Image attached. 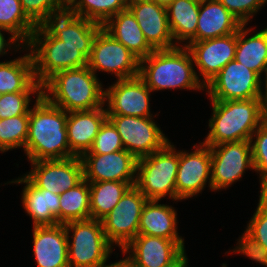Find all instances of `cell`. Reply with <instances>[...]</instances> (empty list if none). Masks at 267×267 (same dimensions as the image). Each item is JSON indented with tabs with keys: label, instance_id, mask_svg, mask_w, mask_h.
Masks as SVG:
<instances>
[{
	"label": "cell",
	"instance_id": "obj_1",
	"mask_svg": "<svg viewBox=\"0 0 267 267\" xmlns=\"http://www.w3.org/2000/svg\"><path fill=\"white\" fill-rule=\"evenodd\" d=\"M67 112L36 95L29 110V128L24 153L28 161L75 157L67 140Z\"/></svg>",
	"mask_w": 267,
	"mask_h": 267
},
{
	"label": "cell",
	"instance_id": "obj_2",
	"mask_svg": "<svg viewBox=\"0 0 267 267\" xmlns=\"http://www.w3.org/2000/svg\"><path fill=\"white\" fill-rule=\"evenodd\" d=\"M212 117L209 133L202 142L215 146L225 142L250 141L256 129L267 119V99L210 100Z\"/></svg>",
	"mask_w": 267,
	"mask_h": 267
},
{
	"label": "cell",
	"instance_id": "obj_3",
	"mask_svg": "<svg viewBox=\"0 0 267 267\" xmlns=\"http://www.w3.org/2000/svg\"><path fill=\"white\" fill-rule=\"evenodd\" d=\"M193 62L189 49L184 45L154 50L140 60L139 77L152 92L176 88L205 90Z\"/></svg>",
	"mask_w": 267,
	"mask_h": 267
},
{
	"label": "cell",
	"instance_id": "obj_4",
	"mask_svg": "<svg viewBox=\"0 0 267 267\" xmlns=\"http://www.w3.org/2000/svg\"><path fill=\"white\" fill-rule=\"evenodd\" d=\"M42 95L66 112L93 110L105 105L102 83L88 66L55 73L42 85Z\"/></svg>",
	"mask_w": 267,
	"mask_h": 267
},
{
	"label": "cell",
	"instance_id": "obj_5",
	"mask_svg": "<svg viewBox=\"0 0 267 267\" xmlns=\"http://www.w3.org/2000/svg\"><path fill=\"white\" fill-rule=\"evenodd\" d=\"M30 50L36 81L42 86L55 73L88 65L92 46H71L38 25L24 47ZM29 48V49H28Z\"/></svg>",
	"mask_w": 267,
	"mask_h": 267
},
{
	"label": "cell",
	"instance_id": "obj_6",
	"mask_svg": "<svg viewBox=\"0 0 267 267\" xmlns=\"http://www.w3.org/2000/svg\"><path fill=\"white\" fill-rule=\"evenodd\" d=\"M179 151L171 142L162 149L137 160L135 186L148 200H161L167 195L176 201V175Z\"/></svg>",
	"mask_w": 267,
	"mask_h": 267
},
{
	"label": "cell",
	"instance_id": "obj_7",
	"mask_svg": "<svg viewBox=\"0 0 267 267\" xmlns=\"http://www.w3.org/2000/svg\"><path fill=\"white\" fill-rule=\"evenodd\" d=\"M68 236L70 267H102L109 260L113 247L105 236L100 220L87 219L64 224ZM72 237L69 238L70 233ZM72 239L73 241H70Z\"/></svg>",
	"mask_w": 267,
	"mask_h": 267
},
{
	"label": "cell",
	"instance_id": "obj_8",
	"mask_svg": "<svg viewBox=\"0 0 267 267\" xmlns=\"http://www.w3.org/2000/svg\"><path fill=\"white\" fill-rule=\"evenodd\" d=\"M260 77L235 59L228 62L206 85L210 100L232 101L265 98Z\"/></svg>",
	"mask_w": 267,
	"mask_h": 267
},
{
	"label": "cell",
	"instance_id": "obj_9",
	"mask_svg": "<svg viewBox=\"0 0 267 267\" xmlns=\"http://www.w3.org/2000/svg\"><path fill=\"white\" fill-rule=\"evenodd\" d=\"M87 66L95 75L100 70L115 75L117 80L130 79L139 76L140 60L101 28L93 41Z\"/></svg>",
	"mask_w": 267,
	"mask_h": 267
},
{
	"label": "cell",
	"instance_id": "obj_10",
	"mask_svg": "<svg viewBox=\"0 0 267 267\" xmlns=\"http://www.w3.org/2000/svg\"><path fill=\"white\" fill-rule=\"evenodd\" d=\"M147 198L132 186L120 199L113 210L100 221L108 241L125 248L137 235L140 217Z\"/></svg>",
	"mask_w": 267,
	"mask_h": 267
},
{
	"label": "cell",
	"instance_id": "obj_11",
	"mask_svg": "<svg viewBox=\"0 0 267 267\" xmlns=\"http://www.w3.org/2000/svg\"><path fill=\"white\" fill-rule=\"evenodd\" d=\"M121 137L124 149L137 159L162 149L169 139L152 117L107 115Z\"/></svg>",
	"mask_w": 267,
	"mask_h": 267
},
{
	"label": "cell",
	"instance_id": "obj_12",
	"mask_svg": "<svg viewBox=\"0 0 267 267\" xmlns=\"http://www.w3.org/2000/svg\"><path fill=\"white\" fill-rule=\"evenodd\" d=\"M212 191L226 189L254 170L250 141L225 142L210 147Z\"/></svg>",
	"mask_w": 267,
	"mask_h": 267
},
{
	"label": "cell",
	"instance_id": "obj_13",
	"mask_svg": "<svg viewBox=\"0 0 267 267\" xmlns=\"http://www.w3.org/2000/svg\"><path fill=\"white\" fill-rule=\"evenodd\" d=\"M31 171L24 176L37 188L60 195L84 179L83 163L78 156L66 159L31 162Z\"/></svg>",
	"mask_w": 267,
	"mask_h": 267
},
{
	"label": "cell",
	"instance_id": "obj_14",
	"mask_svg": "<svg viewBox=\"0 0 267 267\" xmlns=\"http://www.w3.org/2000/svg\"><path fill=\"white\" fill-rule=\"evenodd\" d=\"M194 151L179 150L176 175V200H184L201 193L206 182L211 191V151L202 142L193 146Z\"/></svg>",
	"mask_w": 267,
	"mask_h": 267
},
{
	"label": "cell",
	"instance_id": "obj_15",
	"mask_svg": "<svg viewBox=\"0 0 267 267\" xmlns=\"http://www.w3.org/2000/svg\"><path fill=\"white\" fill-rule=\"evenodd\" d=\"M151 92L139 76L117 80L105 89L107 115L154 117L150 112Z\"/></svg>",
	"mask_w": 267,
	"mask_h": 267
},
{
	"label": "cell",
	"instance_id": "obj_16",
	"mask_svg": "<svg viewBox=\"0 0 267 267\" xmlns=\"http://www.w3.org/2000/svg\"><path fill=\"white\" fill-rule=\"evenodd\" d=\"M84 179L88 182L119 181L136 183L137 158L128 151L109 154H83Z\"/></svg>",
	"mask_w": 267,
	"mask_h": 267
},
{
	"label": "cell",
	"instance_id": "obj_17",
	"mask_svg": "<svg viewBox=\"0 0 267 267\" xmlns=\"http://www.w3.org/2000/svg\"><path fill=\"white\" fill-rule=\"evenodd\" d=\"M184 244V240L138 234L122 253H129L126 259L132 267H165L185 251Z\"/></svg>",
	"mask_w": 267,
	"mask_h": 267
},
{
	"label": "cell",
	"instance_id": "obj_18",
	"mask_svg": "<svg viewBox=\"0 0 267 267\" xmlns=\"http://www.w3.org/2000/svg\"><path fill=\"white\" fill-rule=\"evenodd\" d=\"M237 33L204 41L185 43L199 69L205 86L220 70L235 58Z\"/></svg>",
	"mask_w": 267,
	"mask_h": 267
},
{
	"label": "cell",
	"instance_id": "obj_19",
	"mask_svg": "<svg viewBox=\"0 0 267 267\" xmlns=\"http://www.w3.org/2000/svg\"><path fill=\"white\" fill-rule=\"evenodd\" d=\"M128 8L134 14L146 41L154 50L177 47L171 35L165 7L148 0L130 3Z\"/></svg>",
	"mask_w": 267,
	"mask_h": 267
},
{
	"label": "cell",
	"instance_id": "obj_20",
	"mask_svg": "<svg viewBox=\"0 0 267 267\" xmlns=\"http://www.w3.org/2000/svg\"><path fill=\"white\" fill-rule=\"evenodd\" d=\"M32 230L37 267H70L64 224L33 226Z\"/></svg>",
	"mask_w": 267,
	"mask_h": 267
},
{
	"label": "cell",
	"instance_id": "obj_21",
	"mask_svg": "<svg viewBox=\"0 0 267 267\" xmlns=\"http://www.w3.org/2000/svg\"><path fill=\"white\" fill-rule=\"evenodd\" d=\"M107 119L106 108L67 112V140L70 151L78 157L88 152L102 124Z\"/></svg>",
	"mask_w": 267,
	"mask_h": 267
},
{
	"label": "cell",
	"instance_id": "obj_22",
	"mask_svg": "<svg viewBox=\"0 0 267 267\" xmlns=\"http://www.w3.org/2000/svg\"><path fill=\"white\" fill-rule=\"evenodd\" d=\"M56 38L71 46H92L102 25L70 12L54 15L43 24Z\"/></svg>",
	"mask_w": 267,
	"mask_h": 267
},
{
	"label": "cell",
	"instance_id": "obj_23",
	"mask_svg": "<svg viewBox=\"0 0 267 267\" xmlns=\"http://www.w3.org/2000/svg\"><path fill=\"white\" fill-rule=\"evenodd\" d=\"M9 183H25L23 194H21L22 204L26 213L33 219V226L59 223V195L37 188L25 176L18 177Z\"/></svg>",
	"mask_w": 267,
	"mask_h": 267
},
{
	"label": "cell",
	"instance_id": "obj_24",
	"mask_svg": "<svg viewBox=\"0 0 267 267\" xmlns=\"http://www.w3.org/2000/svg\"><path fill=\"white\" fill-rule=\"evenodd\" d=\"M243 24L218 0L200 2L196 41L237 33Z\"/></svg>",
	"mask_w": 267,
	"mask_h": 267
},
{
	"label": "cell",
	"instance_id": "obj_25",
	"mask_svg": "<svg viewBox=\"0 0 267 267\" xmlns=\"http://www.w3.org/2000/svg\"><path fill=\"white\" fill-rule=\"evenodd\" d=\"M102 28L130 50L139 60L146 58L154 49L146 41L134 14L126 8L108 19Z\"/></svg>",
	"mask_w": 267,
	"mask_h": 267
},
{
	"label": "cell",
	"instance_id": "obj_26",
	"mask_svg": "<svg viewBox=\"0 0 267 267\" xmlns=\"http://www.w3.org/2000/svg\"><path fill=\"white\" fill-rule=\"evenodd\" d=\"M159 200H147L140 217L138 234L162 237L171 240H184L177 231V212Z\"/></svg>",
	"mask_w": 267,
	"mask_h": 267
},
{
	"label": "cell",
	"instance_id": "obj_27",
	"mask_svg": "<svg viewBox=\"0 0 267 267\" xmlns=\"http://www.w3.org/2000/svg\"><path fill=\"white\" fill-rule=\"evenodd\" d=\"M0 92H42L36 81L31 53L16 59L0 62Z\"/></svg>",
	"mask_w": 267,
	"mask_h": 267
},
{
	"label": "cell",
	"instance_id": "obj_28",
	"mask_svg": "<svg viewBox=\"0 0 267 267\" xmlns=\"http://www.w3.org/2000/svg\"><path fill=\"white\" fill-rule=\"evenodd\" d=\"M168 24L175 44L196 42L197 20L200 2L197 0H173L167 7ZM180 42V43H179Z\"/></svg>",
	"mask_w": 267,
	"mask_h": 267
},
{
	"label": "cell",
	"instance_id": "obj_29",
	"mask_svg": "<svg viewBox=\"0 0 267 267\" xmlns=\"http://www.w3.org/2000/svg\"><path fill=\"white\" fill-rule=\"evenodd\" d=\"M245 26L242 25L237 31L234 59L261 77L267 64V27L246 38L252 30Z\"/></svg>",
	"mask_w": 267,
	"mask_h": 267
},
{
	"label": "cell",
	"instance_id": "obj_30",
	"mask_svg": "<svg viewBox=\"0 0 267 267\" xmlns=\"http://www.w3.org/2000/svg\"><path fill=\"white\" fill-rule=\"evenodd\" d=\"M239 238L238 246L234 248L233 253L244 254L267 267V216L258 208L255 209L242 237Z\"/></svg>",
	"mask_w": 267,
	"mask_h": 267
},
{
	"label": "cell",
	"instance_id": "obj_31",
	"mask_svg": "<svg viewBox=\"0 0 267 267\" xmlns=\"http://www.w3.org/2000/svg\"><path fill=\"white\" fill-rule=\"evenodd\" d=\"M135 184L119 181L89 182L91 219L101 220Z\"/></svg>",
	"mask_w": 267,
	"mask_h": 267
},
{
	"label": "cell",
	"instance_id": "obj_32",
	"mask_svg": "<svg viewBox=\"0 0 267 267\" xmlns=\"http://www.w3.org/2000/svg\"><path fill=\"white\" fill-rule=\"evenodd\" d=\"M59 224L91 219L89 182L83 179L60 195Z\"/></svg>",
	"mask_w": 267,
	"mask_h": 267
},
{
	"label": "cell",
	"instance_id": "obj_33",
	"mask_svg": "<svg viewBox=\"0 0 267 267\" xmlns=\"http://www.w3.org/2000/svg\"><path fill=\"white\" fill-rule=\"evenodd\" d=\"M36 27L24 13L20 0H0V28L9 31L23 46L28 44Z\"/></svg>",
	"mask_w": 267,
	"mask_h": 267
},
{
	"label": "cell",
	"instance_id": "obj_34",
	"mask_svg": "<svg viewBox=\"0 0 267 267\" xmlns=\"http://www.w3.org/2000/svg\"><path fill=\"white\" fill-rule=\"evenodd\" d=\"M126 8V0H69L67 11L103 25Z\"/></svg>",
	"mask_w": 267,
	"mask_h": 267
},
{
	"label": "cell",
	"instance_id": "obj_35",
	"mask_svg": "<svg viewBox=\"0 0 267 267\" xmlns=\"http://www.w3.org/2000/svg\"><path fill=\"white\" fill-rule=\"evenodd\" d=\"M29 115L0 119V152L14 148L25 149L28 136Z\"/></svg>",
	"mask_w": 267,
	"mask_h": 267
},
{
	"label": "cell",
	"instance_id": "obj_36",
	"mask_svg": "<svg viewBox=\"0 0 267 267\" xmlns=\"http://www.w3.org/2000/svg\"><path fill=\"white\" fill-rule=\"evenodd\" d=\"M26 16L36 25H43L49 18L67 12L69 0H20Z\"/></svg>",
	"mask_w": 267,
	"mask_h": 267
},
{
	"label": "cell",
	"instance_id": "obj_37",
	"mask_svg": "<svg viewBox=\"0 0 267 267\" xmlns=\"http://www.w3.org/2000/svg\"><path fill=\"white\" fill-rule=\"evenodd\" d=\"M250 143L254 171L260 175V184L267 185V119L253 133Z\"/></svg>",
	"mask_w": 267,
	"mask_h": 267
},
{
	"label": "cell",
	"instance_id": "obj_38",
	"mask_svg": "<svg viewBox=\"0 0 267 267\" xmlns=\"http://www.w3.org/2000/svg\"><path fill=\"white\" fill-rule=\"evenodd\" d=\"M124 150L121 137L113 123L107 118L94 138L88 152L84 154H109Z\"/></svg>",
	"mask_w": 267,
	"mask_h": 267
},
{
	"label": "cell",
	"instance_id": "obj_39",
	"mask_svg": "<svg viewBox=\"0 0 267 267\" xmlns=\"http://www.w3.org/2000/svg\"><path fill=\"white\" fill-rule=\"evenodd\" d=\"M42 95V92L4 93L0 98V119L17 115H29L31 95Z\"/></svg>",
	"mask_w": 267,
	"mask_h": 267
},
{
	"label": "cell",
	"instance_id": "obj_40",
	"mask_svg": "<svg viewBox=\"0 0 267 267\" xmlns=\"http://www.w3.org/2000/svg\"><path fill=\"white\" fill-rule=\"evenodd\" d=\"M243 25L250 22V18L267 3V0H218Z\"/></svg>",
	"mask_w": 267,
	"mask_h": 267
},
{
	"label": "cell",
	"instance_id": "obj_41",
	"mask_svg": "<svg viewBox=\"0 0 267 267\" xmlns=\"http://www.w3.org/2000/svg\"><path fill=\"white\" fill-rule=\"evenodd\" d=\"M1 32H8V34L11 35L8 41H6L4 33ZM11 45H14L15 49L18 47L19 48L18 50H20V45L22 48L24 47L22 43L19 40H17L9 31L0 28V55H5V53L8 52L7 50L11 49L12 47Z\"/></svg>",
	"mask_w": 267,
	"mask_h": 267
},
{
	"label": "cell",
	"instance_id": "obj_42",
	"mask_svg": "<svg viewBox=\"0 0 267 267\" xmlns=\"http://www.w3.org/2000/svg\"><path fill=\"white\" fill-rule=\"evenodd\" d=\"M260 196L257 208L267 216V185H260Z\"/></svg>",
	"mask_w": 267,
	"mask_h": 267
},
{
	"label": "cell",
	"instance_id": "obj_43",
	"mask_svg": "<svg viewBox=\"0 0 267 267\" xmlns=\"http://www.w3.org/2000/svg\"><path fill=\"white\" fill-rule=\"evenodd\" d=\"M165 267H188V258L185 251L174 262Z\"/></svg>",
	"mask_w": 267,
	"mask_h": 267
},
{
	"label": "cell",
	"instance_id": "obj_44",
	"mask_svg": "<svg viewBox=\"0 0 267 267\" xmlns=\"http://www.w3.org/2000/svg\"><path fill=\"white\" fill-rule=\"evenodd\" d=\"M102 267H132V265L126 258L125 259L123 258V260L108 265L105 264Z\"/></svg>",
	"mask_w": 267,
	"mask_h": 267
},
{
	"label": "cell",
	"instance_id": "obj_45",
	"mask_svg": "<svg viewBox=\"0 0 267 267\" xmlns=\"http://www.w3.org/2000/svg\"><path fill=\"white\" fill-rule=\"evenodd\" d=\"M264 75H265V78H264L265 80L264 79H261V80H263L265 82V83H263V86H265V87L262 86V88H265V91H263V93L265 95V98L267 99V64H266L263 76Z\"/></svg>",
	"mask_w": 267,
	"mask_h": 267
},
{
	"label": "cell",
	"instance_id": "obj_46",
	"mask_svg": "<svg viewBox=\"0 0 267 267\" xmlns=\"http://www.w3.org/2000/svg\"><path fill=\"white\" fill-rule=\"evenodd\" d=\"M151 1L166 8L173 0H151Z\"/></svg>",
	"mask_w": 267,
	"mask_h": 267
},
{
	"label": "cell",
	"instance_id": "obj_47",
	"mask_svg": "<svg viewBox=\"0 0 267 267\" xmlns=\"http://www.w3.org/2000/svg\"><path fill=\"white\" fill-rule=\"evenodd\" d=\"M127 4L129 5L130 3H136V2H141V1H148V0H126Z\"/></svg>",
	"mask_w": 267,
	"mask_h": 267
}]
</instances>
